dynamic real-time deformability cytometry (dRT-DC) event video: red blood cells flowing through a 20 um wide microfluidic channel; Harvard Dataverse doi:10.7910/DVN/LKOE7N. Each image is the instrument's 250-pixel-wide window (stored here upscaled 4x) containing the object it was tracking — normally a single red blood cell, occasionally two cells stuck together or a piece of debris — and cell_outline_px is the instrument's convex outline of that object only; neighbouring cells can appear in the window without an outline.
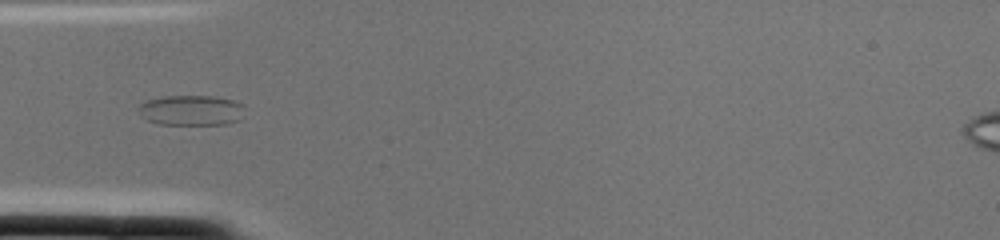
{"species": "common noctule bat (a hibernating species)", "species_latin": "Nyctalus noctula", "temperature_condition": "cold", "stored_images_in_passage": 2, "camera_frame_rate_fps": 3000, "um_per_image_px": 0.085, "animal": {"sex": "female", "body_mass_g": 22.0, "forearm_length_mm": 56.7}, "frame": {"image": 1, "passage_image": 2, "time_ms": 0.333, "image_size_px": [1000, 240], "cell_outline_px": [[244, 104], [240, 120], [228, 124], [160, 124], [148, 120], [136, 108], [144, 100], [164, 96], [212, 96], [232, 100]], "centroid_in_image_um": [16.25, 9.37], "position_along_channel_um": 68.7, "area_um2": 18.73}}